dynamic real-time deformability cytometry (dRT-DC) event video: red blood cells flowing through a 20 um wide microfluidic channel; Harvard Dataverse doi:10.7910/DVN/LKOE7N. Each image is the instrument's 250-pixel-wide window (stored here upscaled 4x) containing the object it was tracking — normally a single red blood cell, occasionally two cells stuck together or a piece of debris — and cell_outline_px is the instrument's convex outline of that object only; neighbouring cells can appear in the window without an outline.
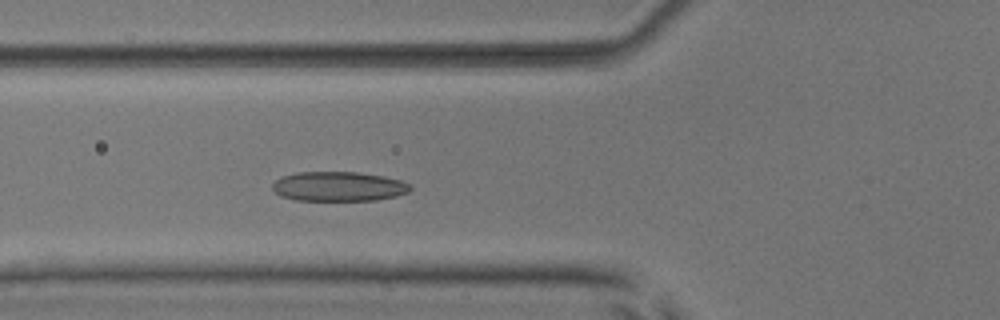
{"species": "common noctule bat (a hibernating species)", "species_latin": "Nyctalus noctula", "temperature_condition": "room temperature", "stored_images_in_passage": 43, "camera_frame_rate_fps": 3000, "um_per_image_px": 0.085, "animal": {"sex": "male", "body_mass_g": 17.9, "forearm_length_mm": 54.2}, "frame": {"image": 1, "passage_image": 15, "time_ms": 4.667, "image_size_px": [1000, 320], "cell_outline_px": [[412, 188], [408, 192], [396, 196], [376, 200], [296, 200], [280, 196], [272, 188], [272, 184], [276, 180], [284, 176], [296, 172], [356, 172], [384, 176], [400, 180], [408, 184]], "centroid_in_image_um": [28.77, 15.85], "position_along_channel_um": 97.0, "area_um2": 23.64}}
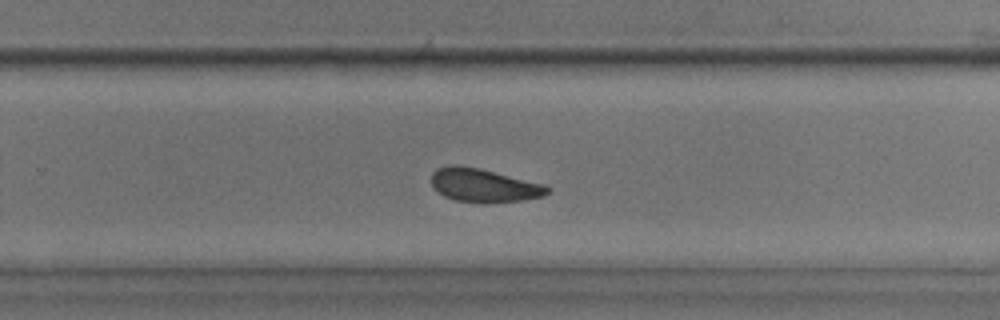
{"frame": {"image": 2, "passage_image": 30, "time_ms": 9.667, "image_size_px": [1000, 320], "cell_outline_px": [[552, 188], [544, 196], [524, 200], [488, 204], [456, 200], [444, 196], [436, 192], [432, 188], [432, 172], [436, 168], [456, 164], [480, 168], [544, 184]], "centroid_in_image_um": [41.12, 15.76], "position_along_channel_um": 288.7, "area_um2": 23.0}}
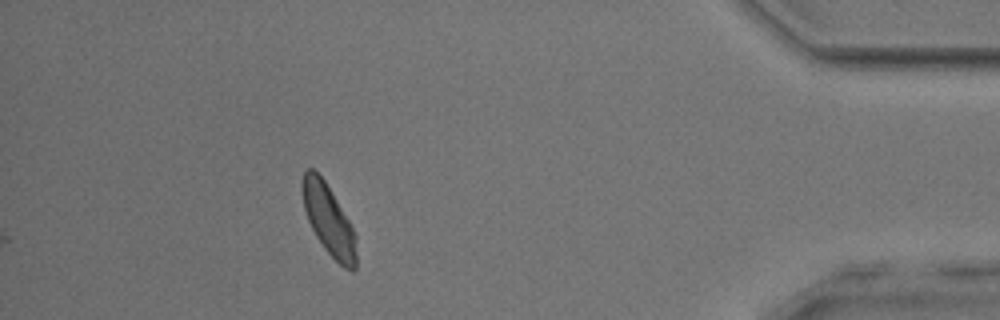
{"frame": {"image": 3, "passage_image": 43, "time_ms": 14.0, "image_size_px": [1000, 320], "cell_outline_px": [[356, 268], [352, 272], [344, 268], [324, 248], [316, 236], [308, 220], [304, 208], [300, 188], [300, 184], [304, 172], [308, 168], [312, 168], [324, 180], [348, 220], [356, 236]], "centroid_in_image_um": [27.91, 18.69], "position_along_channel_um": 407.3, "area_um2": 21.91}, "authors_computed_cell_mechanics": {"area_um2": 23.409, "velocity_mm_per_s": 3.8474, "shape_relaxation_time_tau1_ms": 4.3763, "shape_relaxation_time_tau2_ms": 3.0805, "deformation_change_tau1": 0.1248, "deformation_change_tau2": 0.0929}}